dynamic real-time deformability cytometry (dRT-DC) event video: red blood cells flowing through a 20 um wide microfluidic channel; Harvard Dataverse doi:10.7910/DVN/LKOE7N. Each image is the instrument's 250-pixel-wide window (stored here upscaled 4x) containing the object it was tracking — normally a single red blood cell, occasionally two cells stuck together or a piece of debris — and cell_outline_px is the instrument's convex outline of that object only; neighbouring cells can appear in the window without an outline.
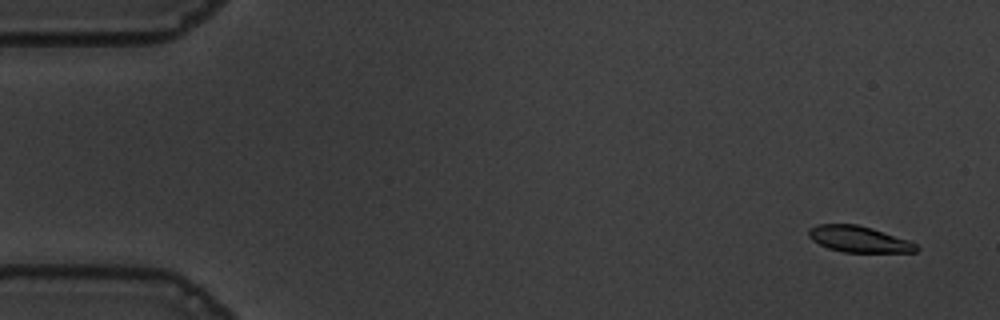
{"species": "common noctule bat (a hibernating species)", "species_latin": "Nyctalus noctula", "temperature_condition": "warm", "stored_images_in_passage": 56, "camera_frame_rate_fps": 3000, "um_per_image_px": 0.085, "animal": {"sex": "male", "body_mass_g": 19.5, "forearm_length_mm": 54.6}, "frame": {"image": 1, "passage_image": 3, "time_ms": 0.667, "image_size_px": [1000, 320], "cell_outline_px": [[920, 248], [916, 252], [844, 252], [828, 248], [812, 240], [808, 236], [808, 228], [816, 224], [856, 224], [872, 228], [908, 240], [916, 244]], "centroid_in_image_um": [72.98, 20.32], "position_along_channel_um": 12.0, "area_um2": 16.42}}
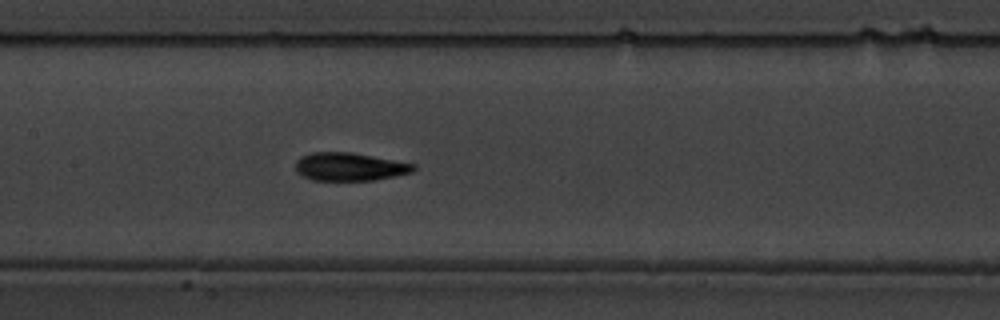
{"frame": {"image": 2, "passage_image": 27, "time_ms": 8.667, "image_size_px": [1000, 320], "cell_outline_px": [[416, 168], [412, 172], [396, 176], [376, 180], [312, 180], [300, 176], [296, 172], [296, 160], [300, 156], [312, 152], [352, 152], [416, 164]], "centroid_in_image_um": [29.7, 14.17], "position_along_channel_um": 177.7, "area_um2": 19.54}}
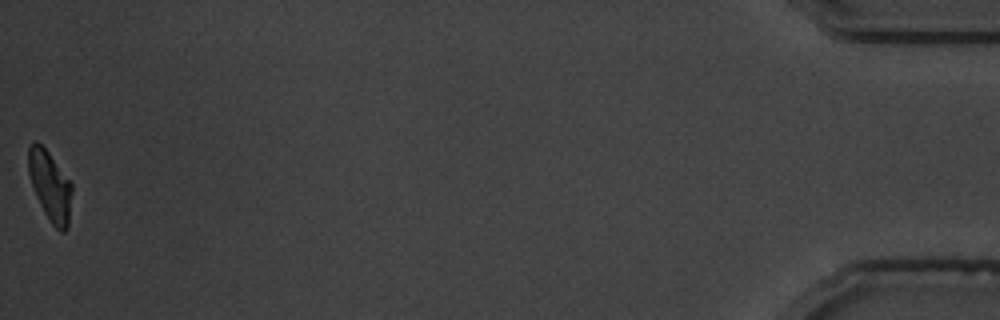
{"frame": {"image": 3, "passage_image": 56, "time_ms": 18.333, "image_size_px": [1000, 320], "cell_outline_px": [[72, 192], [68, 224], [64, 232], [60, 232], [52, 224], [44, 212], [36, 196], [28, 172], [28, 148], [32, 140], [36, 140], [48, 152], [72, 184]], "centroid_in_image_um": [4.24, 15.79], "position_along_channel_um": 431.0, "area_um2": 17.51}, "authors_computed_cell_mechanics": {"area_um2": 18.6694, "velocity_mm_per_s": 3.6242, "shape_relaxation_time_tau1_ms": 3.0303, "shape_relaxation_time_tau2_ms": 1.6292, "deformation_change_tau1": 0.1477, "deformation_change_tau2": 0.0652}}